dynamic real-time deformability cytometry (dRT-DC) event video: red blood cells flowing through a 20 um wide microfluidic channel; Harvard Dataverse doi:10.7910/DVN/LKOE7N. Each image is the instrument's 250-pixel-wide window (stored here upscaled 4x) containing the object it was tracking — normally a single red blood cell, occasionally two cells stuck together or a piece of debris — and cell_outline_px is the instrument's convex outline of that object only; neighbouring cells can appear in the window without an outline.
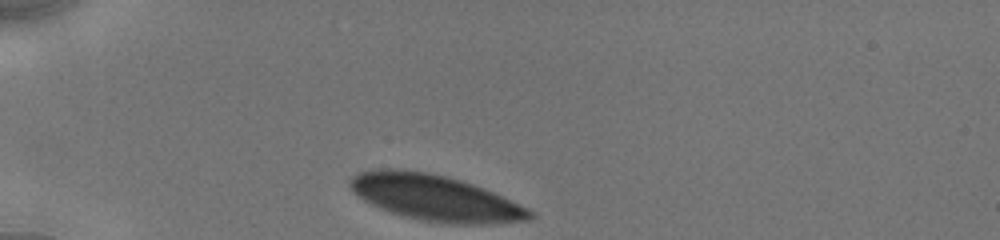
{"species": "human", "species_latin": "Homo sapiens", "temperature_condition": "cold", "stored_images_in_passage": 6, "camera_frame_rate_fps": 3000, "um_per_image_px": 0.085, "donor": {"sex": "male"}, "frame": {"image": 1, "passage_image": 1, "time_ms": 0.0, "image_size_px": [1000, 240], "cell_outline_px": [[536, 216], [532, 220], [488, 224], [452, 224], [420, 220], [404, 216], [380, 208], [364, 200], [348, 184], [348, 180], [352, 176], [360, 172], [380, 168], [396, 168], [428, 172], [460, 180], [484, 188], [528, 208]], "centroid_in_image_um": [37.01, 16.81], "position_along_channel_um": 48.0, "area_um2": 47.92}}